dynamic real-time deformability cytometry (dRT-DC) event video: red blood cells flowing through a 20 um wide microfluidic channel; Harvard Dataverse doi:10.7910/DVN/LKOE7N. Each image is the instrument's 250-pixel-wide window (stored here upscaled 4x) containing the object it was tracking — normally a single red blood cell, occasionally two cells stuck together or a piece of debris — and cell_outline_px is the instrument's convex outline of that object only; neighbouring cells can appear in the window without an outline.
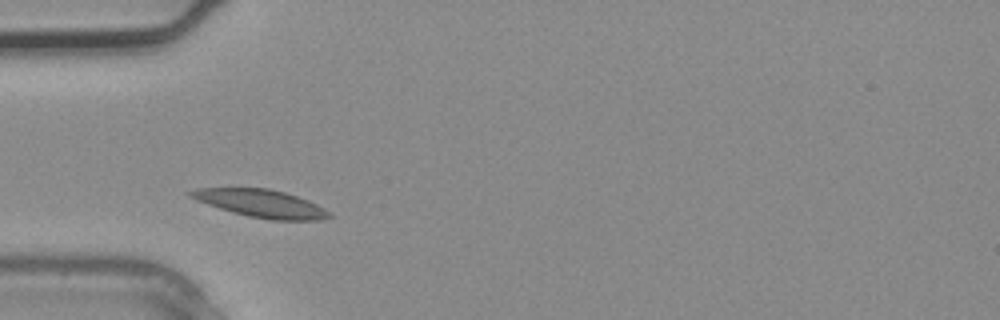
{"species": "common noctule bat (a hibernating species)", "species_latin": "Nyctalus noctula", "temperature_condition": "warm", "stored_images_in_passage": 4, "camera_frame_rate_fps": 3000, "um_per_image_px": 0.085, "animal": {"sex": "male", "body_mass_g": 20.4}, "frame": {"image": 1, "passage_image": 4, "time_ms": 1.0, "image_size_px": [1000, 320], "cell_outline_px": [[332, 216], [316, 220], [272, 220], [248, 216], [232, 212], [196, 200], [188, 196], [188, 192], [196, 188], [268, 188], [284, 192], [308, 200], [324, 208]], "centroid_in_image_um": [22.16, 17.29], "position_along_channel_um": 62.8, "area_um2": 22.14}}